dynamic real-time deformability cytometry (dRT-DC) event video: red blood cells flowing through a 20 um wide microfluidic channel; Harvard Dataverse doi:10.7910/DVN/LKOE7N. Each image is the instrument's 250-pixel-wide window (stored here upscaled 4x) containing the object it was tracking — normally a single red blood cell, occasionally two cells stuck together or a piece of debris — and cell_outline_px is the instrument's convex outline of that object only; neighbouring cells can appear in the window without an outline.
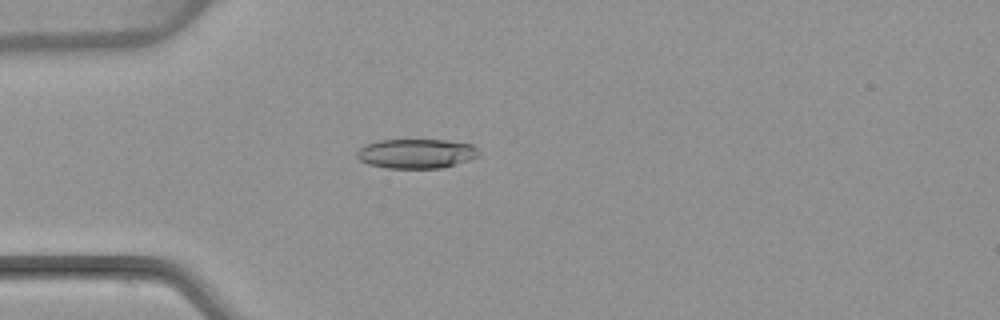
{"species": "common noctule bat (a hibernating species)", "species_latin": "Nyctalus noctula", "temperature_condition": "warm", "stored_images_in_passage": 53, "camera_frame_rate_fps": 3000, "um_per_image_px": 0.085, "animal": {"sex": "female", "body_mass_g": 22.7, "forearm_length_mm": 54.2}, "frame": {"image": 1, "passage_image": 15, "time_ms": 4.667, "image_size_px": [1000, 320], "cell_outline_px": [[480, 156], [468, 160], [440, 168], [388, 168], [368, 164], [360, 160], [356, 156], [356, 152], [364, 144], [380, 140], [448, 140], [472, 144], [480, 152]], "centroid_in_image_um": [35.38, 13.05], "position_along_channel_um": 49.6, "area_um2": 20.98}}
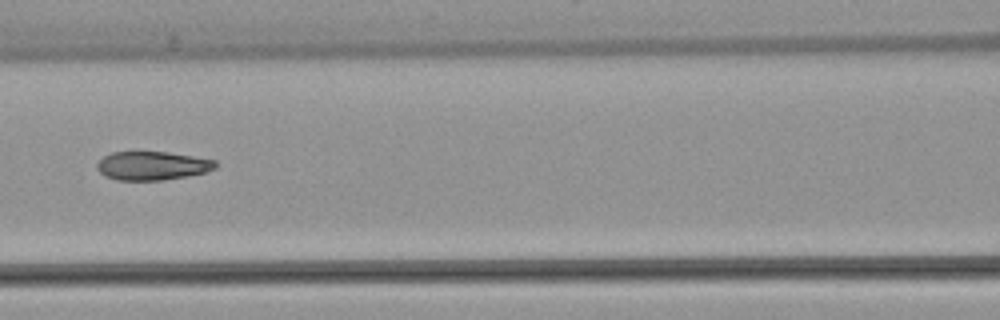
{"frame": {"image": 2, "passage_image": 24, "time_ms": 7.667, "image_size_px": [1000, 320], "cell_outline_px": [[216, 168], [204, 172], [164, 180], [116, 180], [104, 176], [96, 168], [96, 164], [104, 156], [112, 152], [168, 152], [216, 160]], "centroid_in_image_um": [12.91, 14.08], "position_along_channel_um": 153.7, "area_um2": 19.65}}
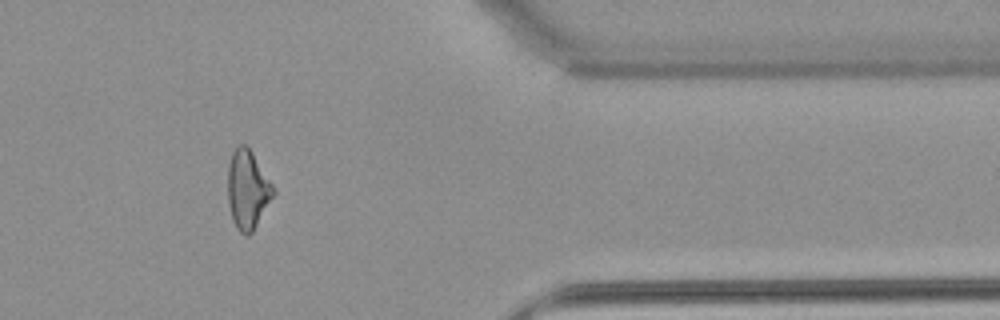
{"frame": {"image": 3, "passage_image": 44, "time_ms": 14.333, "image_size_px": [1000, 320], "cell_outline_px": [[276, 192], [252, 232], [248, 236], [244, 236], [236, 228], [232, 220], [228, 204], [228, 164], [232, 152], [240, 144], [244, 144], [252, 152], [272, 184]], "centroid_in_image_um": [21.03, 16.14], "position_along_channel_um": 390.4, "area_um2": 20.81}, "authors_computed_cell_mechanics": {"area_um2": 21.1548, "velocity_mm_per_s": 3.8774, "shape_relaxation_time_tau1_ms": 7.9555, "shape_relaxation_time_tau2_ms": 2.2421, "deformation_change_tau1": 0.2147, "deformation_change_tau2": 0.0997}}